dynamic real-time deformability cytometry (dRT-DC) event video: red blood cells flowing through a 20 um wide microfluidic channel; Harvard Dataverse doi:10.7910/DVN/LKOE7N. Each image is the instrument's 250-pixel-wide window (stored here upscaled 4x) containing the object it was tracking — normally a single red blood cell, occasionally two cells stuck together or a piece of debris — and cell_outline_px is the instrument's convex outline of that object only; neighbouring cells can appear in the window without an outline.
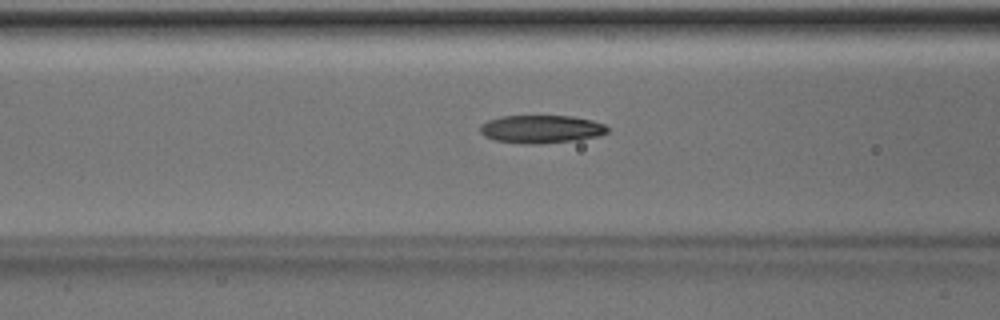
{"species": "Egyptian fruit bat (a non-hibernating species)", "species_latin": "Rousettus aegyptiacus", "temperature_condition": "room temperature", "stored_images_in_passage": 50, "camera_frame_rate_fps": 3000, "um_per_image_px": 0.085, "animal": {"sex": "male"}, "frame": {"image": 1, "passage_image": 20, "time_ms": 6.333, "image_size_px": [1000, 320], "cell_outline_px": [[608, 132], [600, 136], [576, 140], [540, 144], [528, 144], [496, 140], [484, 136], [480, 132], [480, 124], [488, 120], [500, 116], [572, 116], [592, 120], [604, 124], [608, 128]], "centroid_in_image_um": [46.01, 10.97], "position_along_channel_um": 120.6, "area_um2": 20.87}}
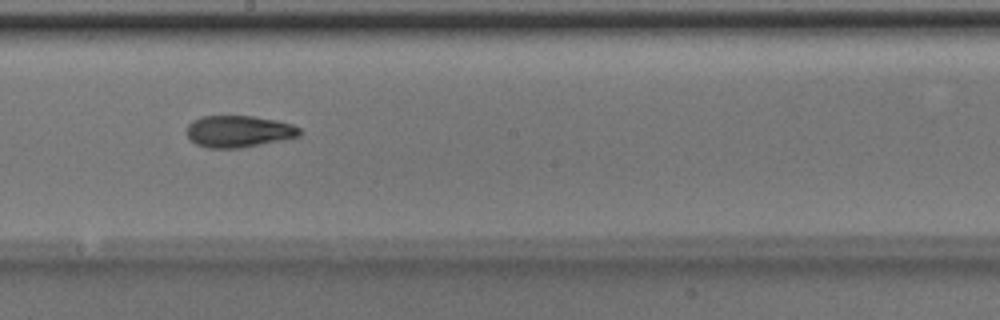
{"frame": {"image": 2, "passage_image": 28, "time_ms": 9.0, "image_size_px": [1000, 320], "cell_outline_px": [[300, 136], [284, 140], [240, 148], [208, 148], [196, 144], [188, 136], [188, 124], [192, 120], [200, 116], [252, 116], [276, 120], [292, 124], [300, 128]], "centroid_in_image_um": [20.3, 11.17], "position_along_channel_um": 227.9, "area_um2": 20.92}}
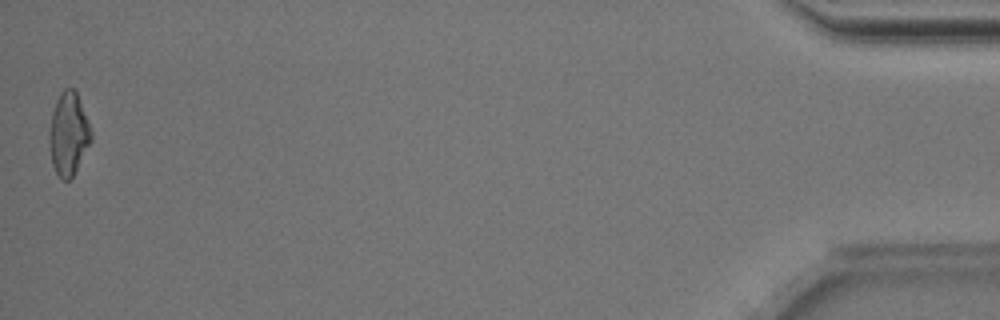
{"frame": {"image": 3, "passage_image": 50, "time_ms": 16.333, "image_size_px": [1000, 320], "cell_outline_px": [[92, 140], [72, 176], [68, 180], [60, 180], [52, 164], [48, 140], [48, 132], [52, 112], [56, 100], [60, 92], [64, 88], [72, 88], [76, 92], [92, 132]], "centroid_in_image_um": [5.79, 11.38], "position_along_channel_um": 429.4, "area_um2": 20.11}, "authors_computed_cell_mechanics": {"area_um2": 20.519, "velocity_mm_per_s": 4.0241, "shape_relaxation_time_tau1_ms": 3.7357, "shape_relaxation_time_tau2_ms": 3.1174, "deformation_change_tau1": 0.1708, "deformation_change_tau2": 0.1194}}